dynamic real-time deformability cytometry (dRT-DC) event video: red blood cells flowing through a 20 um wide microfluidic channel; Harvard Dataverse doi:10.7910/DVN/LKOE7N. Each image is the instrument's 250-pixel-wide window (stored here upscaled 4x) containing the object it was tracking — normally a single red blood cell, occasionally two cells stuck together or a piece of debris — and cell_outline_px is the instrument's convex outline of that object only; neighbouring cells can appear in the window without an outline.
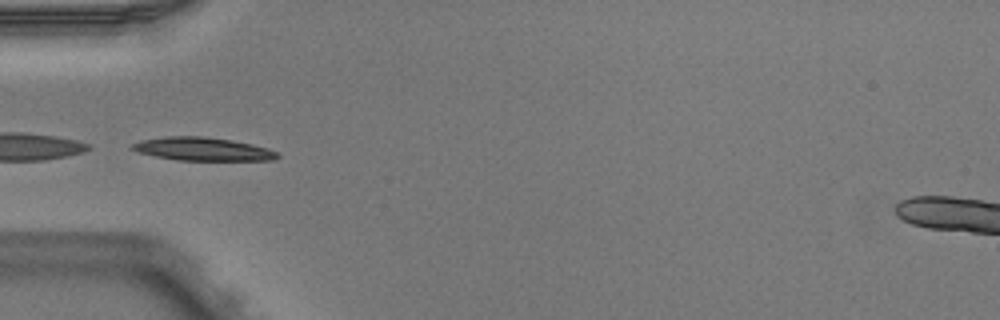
{"species": "Egyptian fruit bat (a non-hibernating species)", "species_latin": "Rousettus aegyptiacus", "temperature_condition": "warm", "stored_images_in_passage": 5, "segment_of_instrument_passage": [2, 2], "camera_frame_rate_fps": 3000, "um_per_image_px": 0.085, "animal": {"sex": "male"}, "frame": {"image": 1, "passage_image": 5, "time_ms": 1.333, "image_size_px": [1000, 320], "cell_outline_px": [[280, 156], [276, 160], [176, 160], [156, 156], [140, 152], [128, 148], [132, 144], [140, 140], [164, 136], [204, 136], [232, 140], [252, 144], [268, 148], [276, 152]], "centroid_in_image_um": [17.22, 12.66], "position_along_channel_um": 67.8, "area_um2": 19.71}}